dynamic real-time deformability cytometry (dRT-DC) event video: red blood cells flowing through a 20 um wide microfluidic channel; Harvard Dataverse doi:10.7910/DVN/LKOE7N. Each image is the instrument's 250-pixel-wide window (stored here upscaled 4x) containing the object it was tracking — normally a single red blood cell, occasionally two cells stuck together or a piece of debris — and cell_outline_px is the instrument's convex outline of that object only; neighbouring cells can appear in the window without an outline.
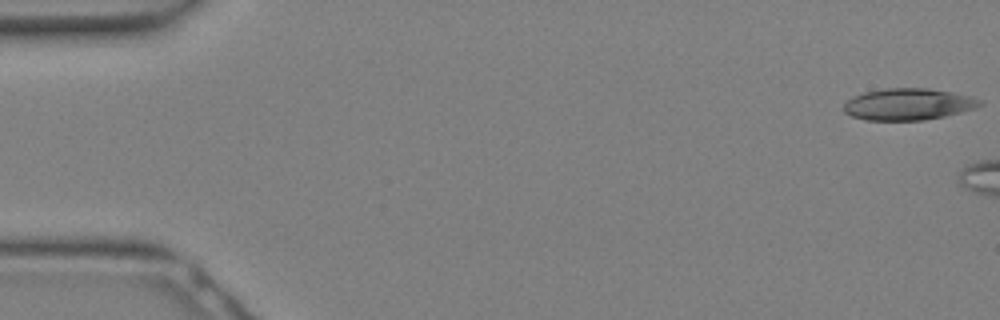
{"species": "Egyptian fruit bat (a non-hibernating species)", "species_latin": "Rousettus aegyptiacus", "temperature_condition": "warm", "stored_images_in_passage": 5, "camera_frame_rate_fps": 3000, "um_per_image_px": 0.085, "animal": {"sex": "female"}, "frame": {"image": 1, "passage_image": 1, "time_ms": 0.0, "image_size_px": [1000, 320], "cell_outline_px": [[984, 104], [976, 108], [944, 116], [924, 120], [864, 120], [852, 116], [844, 112], [844, 104], [852, 96], [864, 92], [884, 88], [928, 88], [952, 92], [972, 96], [984, 100]], "centroid_in_image_um": [77.23, 8.85], "position_along_channel_um": 7.8, "area_um2": 25.32}}